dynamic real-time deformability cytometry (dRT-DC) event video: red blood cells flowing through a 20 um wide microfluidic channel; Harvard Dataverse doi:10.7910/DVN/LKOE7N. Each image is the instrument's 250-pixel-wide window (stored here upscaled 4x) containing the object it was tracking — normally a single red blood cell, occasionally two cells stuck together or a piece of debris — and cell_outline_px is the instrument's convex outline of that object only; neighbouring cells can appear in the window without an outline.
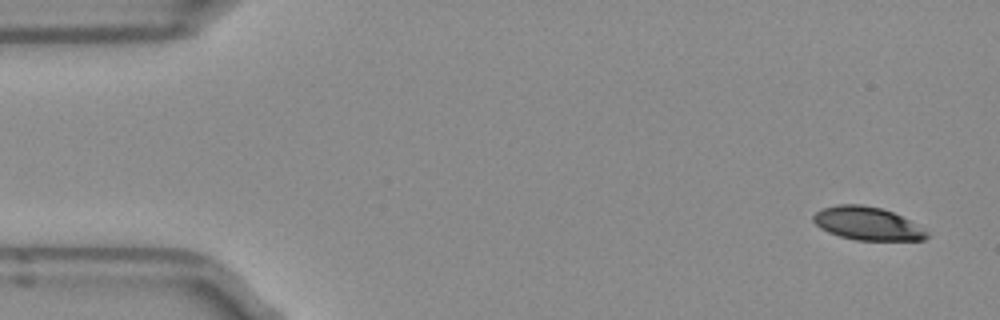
{"species": "Egyptian fruit bat (a non-hibernating species)", "species_latin": "Rousettus aegyptiacus", "temperature_condition": "room temperature", "stored_images_in_passage": 5, "camera_frame_rate_fps": 3000, "um_per_image_px": 0.085, "frame": {"image": 1, "passage_image": 1, "time_ms": 0.0, "image_size_px": [1000, 320], "cell_outline_px": [[928, 236], [924, 240], [856, 240], [840, 236], [828, 232], [820, 228], [812, 220], [812, 216], [816, 212], [824, 208], [836, 204], [860, 204], [880, 208], [892, 212], [908, 220], [928, 232]], "centroid_in_image_um": [73.68, 19.0], "position_along_channel_um": 11.3, "area_um2": 21.68}}
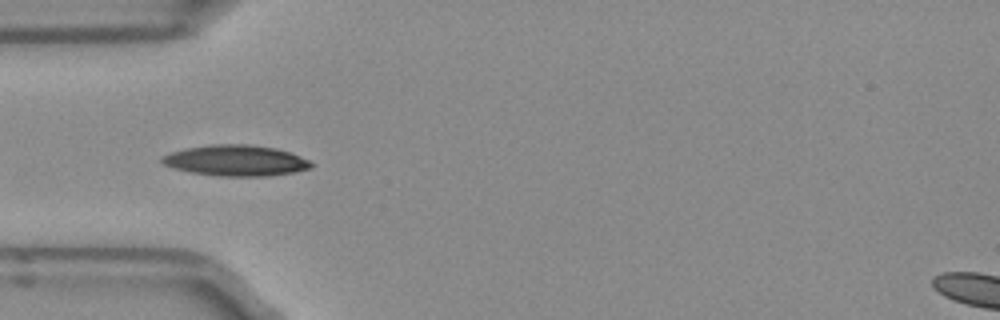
{"frame": {"image": 2, "passage_image": 4, "time_ms": 1.0, "image_size_px": [1000, 320], "cell_outline_px": [[312, 164], [308, 168], [296, 172], [268, 176], [220, 176], [192, 172], [176, 168], [164, 164], [160, 160], [164, 156], [172, 152], [188, 148], [216, 144], [248, 144], [276, 148], [300, 156], [308, 160]], "centroid_in_image_um": [20.08, 13.65], "position_along_channel_um": 64.9, "area_um2": 26.36}}